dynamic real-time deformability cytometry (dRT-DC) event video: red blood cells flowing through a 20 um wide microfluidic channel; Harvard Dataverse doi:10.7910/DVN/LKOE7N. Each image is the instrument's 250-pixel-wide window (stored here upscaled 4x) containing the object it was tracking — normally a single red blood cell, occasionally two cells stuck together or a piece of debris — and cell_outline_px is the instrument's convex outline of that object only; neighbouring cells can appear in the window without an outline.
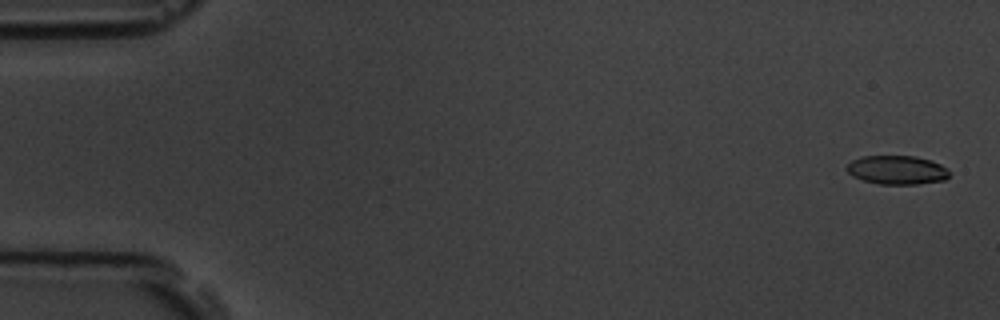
{"species": "common noctule bat (a hibernating species)", "species_latin": "Nyctalus noctula", "temperature_condition": "room temperature", "stored_images_in_passage": 5, "camera_frame_rate_fps": 3000, "um_per_image_px": 0.085, "animal": {"sex": "male", "body_mass_g": 19.5, "forearm_length_mm": 54.6}, "frame": {"image": 1, "passage_image": 1, "time_ms": 0.0, "image_size_px": [1000, 320], "cell_outline_px": [[948, 176], [944, 180], [916, 184], [880, 184], [864, 180], [852, 176], [844, 168], [852, 160], [860, 156], [916, 156], [932, 160], [948, 168]], "centroid_in_image_um": [76.23, 14.43], "position_along_channel_um": 8.8, "area_um2": 17.28}}
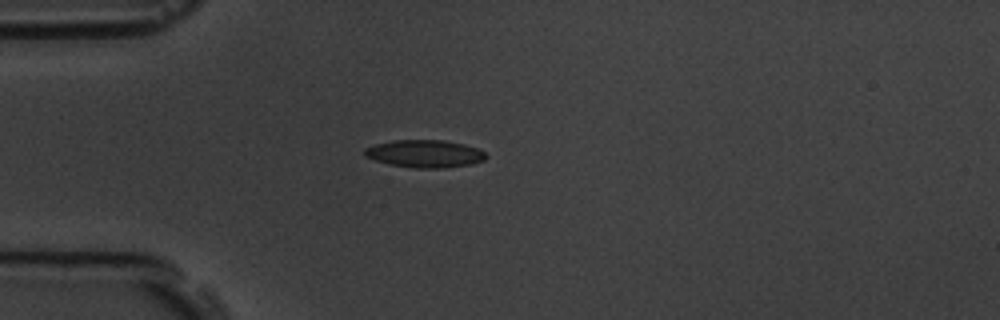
{"frame": {"image": 2, "passage_image": 5, "time_ms": 4.667, "image_size_px": [1000, 320], "cell_outline_px": [[488, 156], [484, 160], [472, 164], [444, 168], [412, 168], [388, 164], [364, 156], [364, 148], [376, 144], [392, 140], [444, 140], [464, 144], [476, 148], [484, 152]], "centroid_in_image_um": [36.1, 13.07], "position_along_channel_um": 48.9, "area_um2": 19.59}}